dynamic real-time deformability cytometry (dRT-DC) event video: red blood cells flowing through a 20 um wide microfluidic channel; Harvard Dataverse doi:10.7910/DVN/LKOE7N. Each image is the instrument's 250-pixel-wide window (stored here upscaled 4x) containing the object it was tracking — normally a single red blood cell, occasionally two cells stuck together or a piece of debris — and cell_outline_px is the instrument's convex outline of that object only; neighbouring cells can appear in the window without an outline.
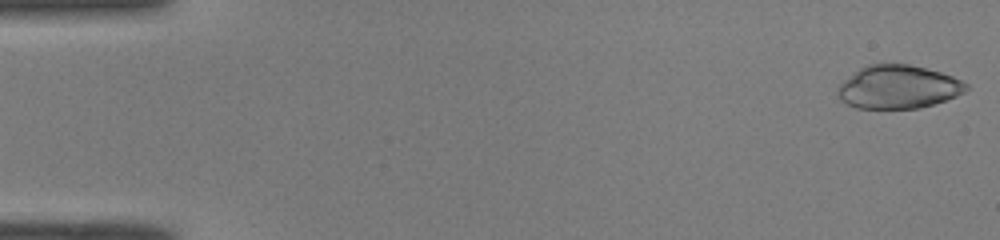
{"species": "common noctule bat (a hibernating species)", "species_latin": "Nyctalus noctula", "temperature_condition": "room temperature", "stored_images_in_passage": 49, "camera_frame_rate_fps": 3000, "um_per_image_px": 0.085, "animal": {"sex": "male", "body_mass_g": 19.0, "forearm_length_mm": 50.8}, "frame": {"image": 1, "passage_image": 1, "time_ms": 0.0, "image_size_px": [1000, 240], "cell_outline_px": [[968, 88], [964, 92], [956, 96], [920, 108], [856, 108], [840, 100], [836, 92], [836, 88], [844, 80], [860, 68], [868, 64], [908, 64], [940, 72], [952, 76], [968, 84]], "centroid_in_image_um": [76.32, 7.39], "position_along_channel_um": 8.7, "area_um2": 32.19}}